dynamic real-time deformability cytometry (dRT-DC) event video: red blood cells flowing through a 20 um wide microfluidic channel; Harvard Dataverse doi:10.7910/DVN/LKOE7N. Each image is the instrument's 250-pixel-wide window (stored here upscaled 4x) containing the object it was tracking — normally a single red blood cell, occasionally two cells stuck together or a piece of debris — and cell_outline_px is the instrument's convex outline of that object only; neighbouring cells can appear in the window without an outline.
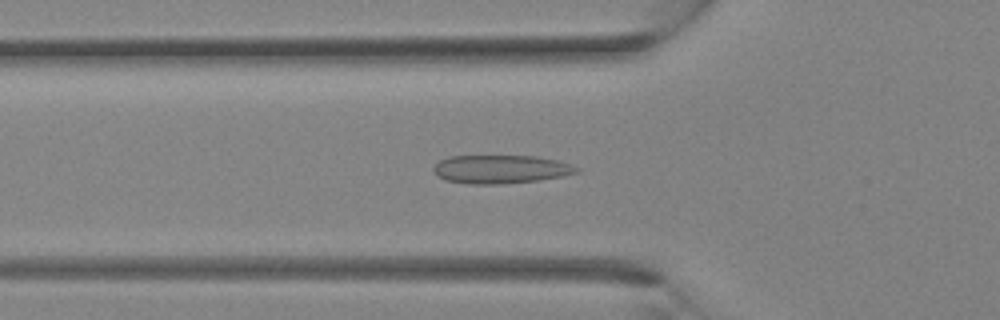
{"species": "Egyptian fruit bat (a non-hibernating species)", "species_latin": "Rousettus aegyptiacus", "temperature_condition": "room temperature", "stored_images_in_passage": 34, "camera_frame_rate_fps": 3000, "um_per_image_px": 0.085, "animal": {"sex": "female"}, "frame": {"image": 1, "passage_image": 12, "time_ms": 3.667, "image_size_px": [1000, 320], "cell_outline_px": [[580, 172], [564, 176], [536, 180], [500, 184], [468, 184], [444, 180], [432, 168], [440, 160], [448, 156], [536, 156], [556, 160], [580, 168]], "centroid_in_image_um": [42.56, 14.38], "position_along_channel_um": 83.2, "area_um2": 23.58}}
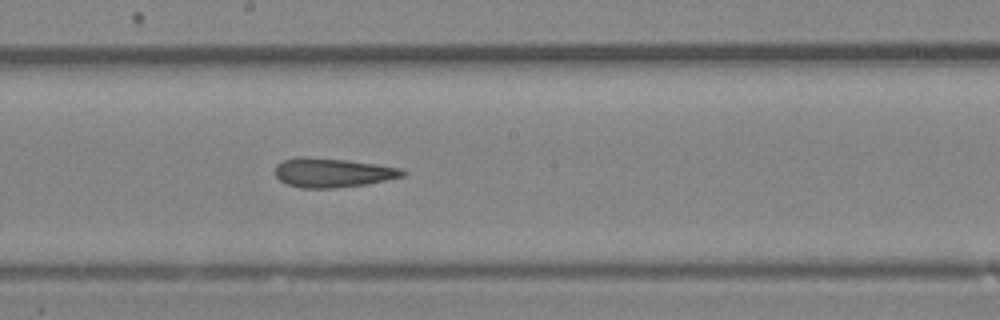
{"frame": {"image": 2, "passage_image": 19, "time_ms": 6.0, "image_size_px": [1000, 320], "cell_outline_px": [[408, 172], [404, 176], [364, 184], [332, 188], [300, 188], [288, 184], [280, 180], [276, 176], [276, 164], [284, 160], [296, 156], [308, 156], [344, 160], [376, 164], [400, 168]], "centroid_in_image_um": [28.24, 14.66], "position_along_channel_um": 220.0, "area_um2": 21.56}}
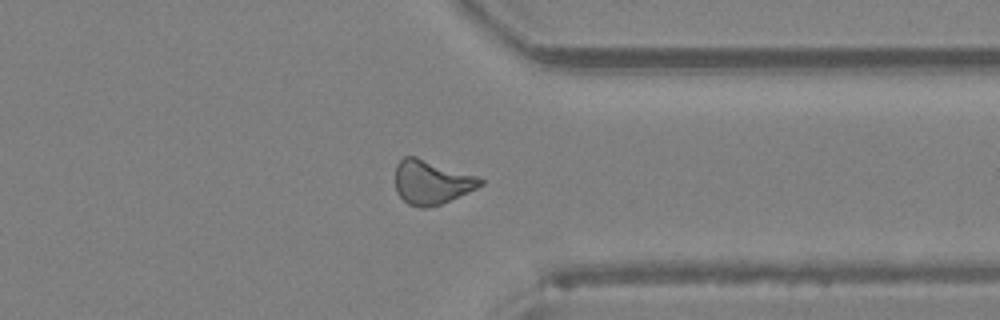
{"frame": {"image": 3, "passage_image": 27, "time_ms": 8.667, "image_size_px": [1000, 320], "cell_outline_px": [[484, 184], [476, 188], [440, 204], [424, 208], [420, 208], [408, 204], [396, 192], [396, 164], [404, 156], [416, 156], [476, 176], [484, 180]], "centroid_in_image_um": [36.65, 15.48], "position_along_channel_um": 374.8, "area_um2": 21.56}}